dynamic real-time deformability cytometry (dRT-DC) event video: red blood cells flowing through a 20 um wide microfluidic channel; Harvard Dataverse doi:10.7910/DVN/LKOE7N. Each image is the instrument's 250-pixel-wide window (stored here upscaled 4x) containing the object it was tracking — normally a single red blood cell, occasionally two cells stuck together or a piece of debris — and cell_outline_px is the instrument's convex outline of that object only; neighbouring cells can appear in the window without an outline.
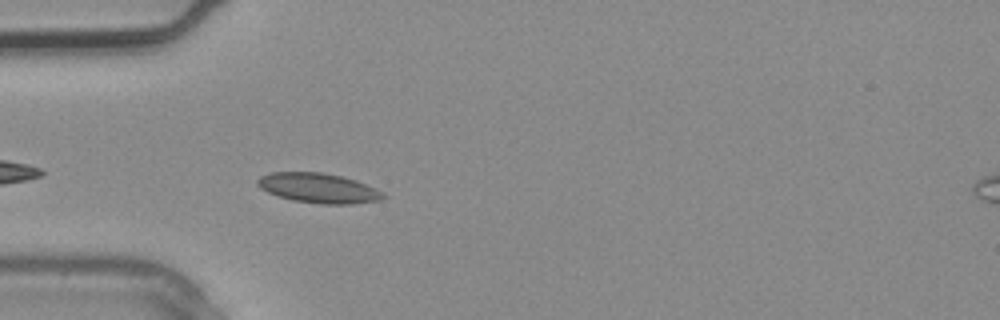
{"species": "common noctule bat (a hibernating species)", "species_latin": "Nyctalus noctula", "temperature_condition": "warm", "stored_images_in_passage": 2, "camera_frame_rate_fps": 3000, "um_per_image_px": 0.085, "animal": {"sex": "male", "body_mass_g": 20.4}, "frame": {"image": 1, "passage_image": 1, "time_ms": 0.0, "image_size_px": [1000, 320], "cell_outline_px": [[388, 196], [380, 200], [352, 204], [320, 204], [292, 200], [276, 196], [260, 188], [256, 184], [256, 180], [260, 176], [272, 172], [320, 172], [340, 176], [356, 180]], "centroid_in_image_um": [27.01, 15.99], "position_along_channel_um": 58.0, "area_um2": 21.73}}